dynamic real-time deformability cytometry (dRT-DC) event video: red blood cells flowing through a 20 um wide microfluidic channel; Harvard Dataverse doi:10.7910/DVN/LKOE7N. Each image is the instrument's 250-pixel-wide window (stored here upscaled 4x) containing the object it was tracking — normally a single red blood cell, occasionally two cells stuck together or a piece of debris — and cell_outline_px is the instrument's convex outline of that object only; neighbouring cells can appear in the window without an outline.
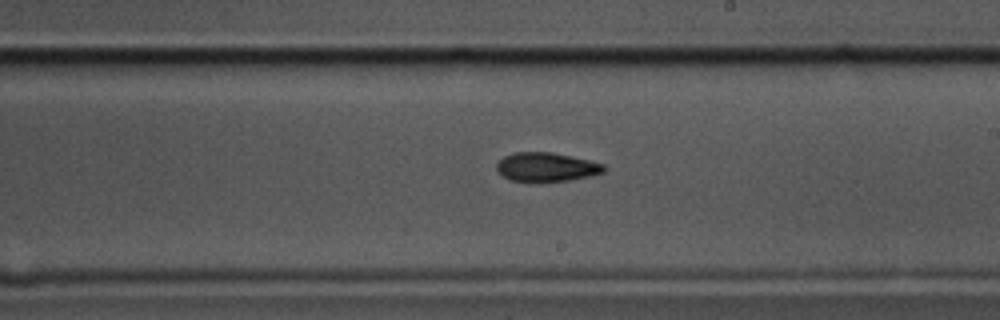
{"species": "common noctule bat (a hibernating species)", "species_latin": "Nyctalus noctula", "temperature_condition": "cold", "stored_images_in_passage": 46, "camera_frame_rate_fps": 3000, "um_per_image_px": 0.085, "animal": {"sex": "male", "body_mass_g": 17.5, "forearm_length_mm": 52.3}, "frame": {"image": 1, "passage_image": 28, "time_ms": 9.0, "image_size_px": [1000, 320], "cell_outline_px": [[608, 168], [604, 172], [592, 176], [568, 180], [508, 180], [496, 168], [496, 164], [504, 156], [512, 152], [552, 152], [572, 156], [604, 164]], "centroid_in_image_um": [46.48, 14.17], "position_along_channel_um": 242.5, "area_um2": 17.86}}
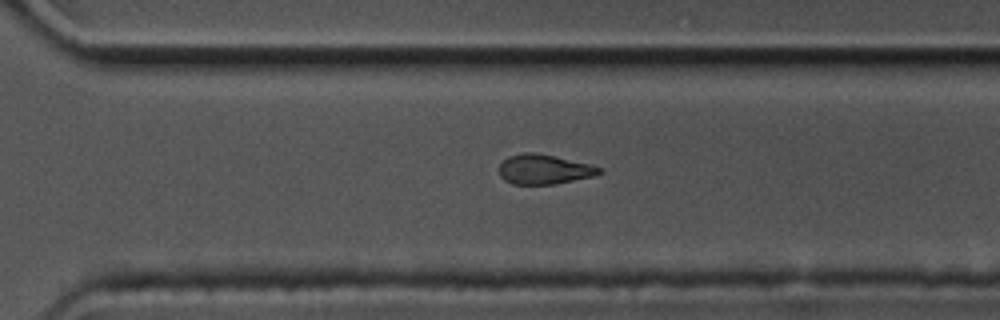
{"frame": {"image": 2, "passage_image": 35, "time_ms": 11.333, "image_size_px": [1000, 320], "cell_outline_px": [[604, 172], [596, 176], [552, 184], [512, 184], [504, 180], [500, 176], [500, 164], [508, 156], [524, 152], [532, 152], [592, 164], [600, 168]], "centroid_in_image_um": [46.26, 14.4], "position_along_channel_um": 324.3, "area_um2": 17.28}}
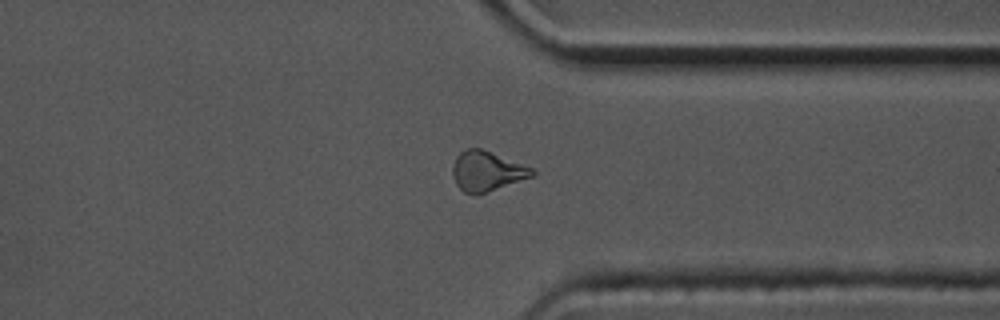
{"frame": {"image": 3, "passage_image": 39, "time_ms": 12.667, "image_size_px": [1000, 320], "cell_outline_px": [[536, 176], [484, 192], [464, 192], [456, 184], [452, 176], [452, 164], [456, 156], [464, 148], [480, 148], [532, 168], [536, 172]], "centroid_in_image_um": [41.37, 14.52], "position_along_channel_um": 370.0, "area_um2": 18.15}}